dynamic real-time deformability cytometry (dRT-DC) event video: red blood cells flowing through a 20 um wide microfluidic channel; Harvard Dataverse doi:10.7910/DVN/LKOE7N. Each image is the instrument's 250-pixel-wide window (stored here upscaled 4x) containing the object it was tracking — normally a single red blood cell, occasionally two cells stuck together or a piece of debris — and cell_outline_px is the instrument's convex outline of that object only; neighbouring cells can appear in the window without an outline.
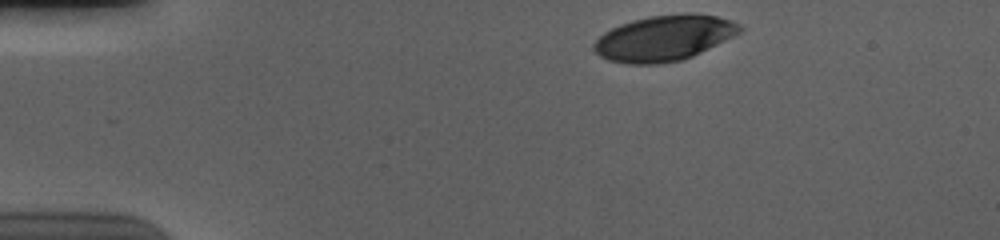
{"species": "human", "species_latin": "Homo sapiens", "temperature_condition": "cold", "stored_images_in_passage": 38, "camera_frame_rate_fps": 3000, "um_per_image_px": 0.085, "donor": {"sex": "male"}, "frame": {"image": 1, "passage_image": 1, "time_ms": 0.0, "image_size_px": [1000, 240], "cell_outline_px": [[744, 28], [740, 32], [692, 56], [680, 60], [656, 64], [628, 64], [608, 60], [600, 56], [592, 48], [592, 44], [604, 32], [620, 24], [632, 20], [648, 16], [688, 12], [692, 12], [716, 16], [732, 20], [740, 24]], "centroid_in_image_um": [56.43, 3.22], "position_along_channel_um": 28.6, "area_um2": 38.73}}
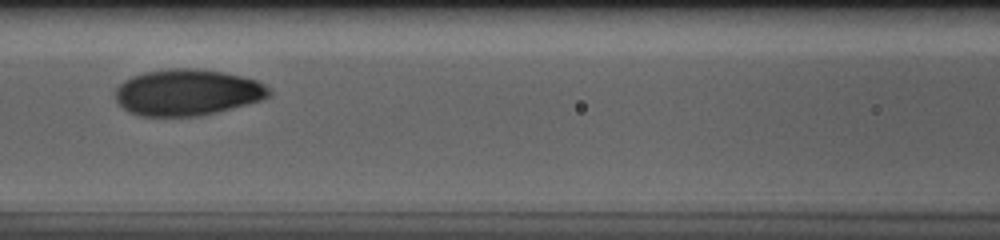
{"frame": {"image": 2, "passage_image": 17, "time_ms": 5.333, "image_size_px": [1000, 240], "cell_outline_px": [[272, 92], [268, 96], [260, 100], [196, 116], [140, 116], [128, 112], [116, 100], [112, 92], [124, 80], [132, 76], [144, 72], [168, 68], [196, 68], [224, 72], [256, 80], [264, 84]], "centroid_in_image_um": [15.85, 7.83], "position_along_channel_um": 150.8, "area_um2": 41.27}}
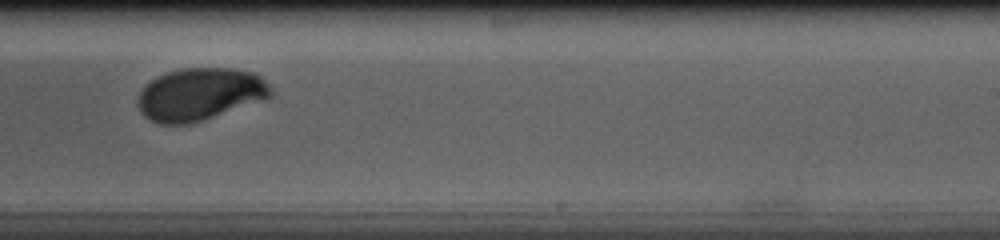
{"frame": {"image": 3, "passage_image": 27, "time_ms": 8.667, "image_size_px": [1000, 240], "cell_outline_px": [[272, 96], [264, 100], [188, 124], [160, 124], [144, 116], [140, 112], [136, 104], [136, 100], [144, 84], [156, 76], [168, 72], [184, 68], [228, 68], [252, 72], [260, 76], [272, 88]], "centroid_in_image_um": [16.96, 8.0], "position_along_channel_um": 272.0, "area_um2": 40.63}, "authors_computed_cell_mechanics": {"area_um2": 41.1536, "velocity_mm_per_s": 3.6597, "shape_relaxation_time_tau1_ms": 3.2077, "shape_relaxation_time_tau2_ms": null, "deformation_change_tau1": 0.167, "deformation_change_tau2": null}}